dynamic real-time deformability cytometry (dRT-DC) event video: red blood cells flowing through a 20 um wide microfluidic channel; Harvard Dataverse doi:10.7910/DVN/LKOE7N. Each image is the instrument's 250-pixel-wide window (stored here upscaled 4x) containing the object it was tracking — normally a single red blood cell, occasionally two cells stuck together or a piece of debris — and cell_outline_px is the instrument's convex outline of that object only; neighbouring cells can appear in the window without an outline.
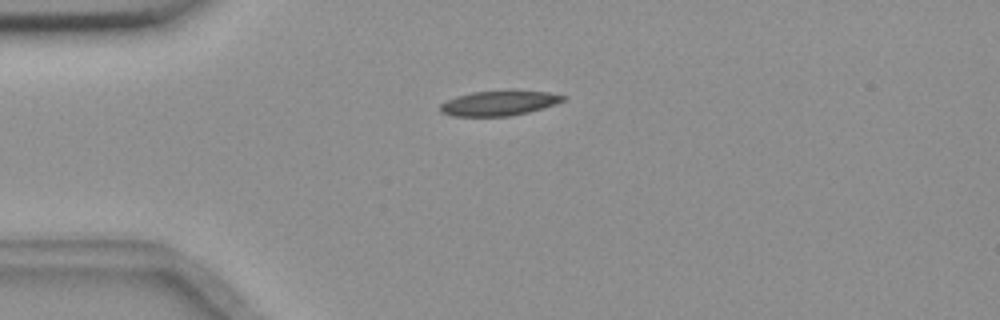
{"species": "common noctule bat (a hibernating species)", "species_latin": "Nyctalus noctula", "temperature_condition": "room temperature", "stored_images_in_passage": 43, "camera_frame_rate_fps": 3000, "um_per_image_px": 0.085, "animal": {"sex": "female", "body_mass_g": 18.4}, "frame": {"image": 1, "passage_image": 1, "time_ms": 0.0, "image_size_px": [1000, 320], "cell_outline_px": [[568, 96], [564, 100], [556, 104], [528, 112], [512, 116], [452, 116], [440, 112], [440, 104], [456, 96], [472, 92], [516, 88], [548, 92]], "centroid_in_image_um": [42.46, 8.73], "position_along_channel_um": 42.5, "area_um2": 18.5}}
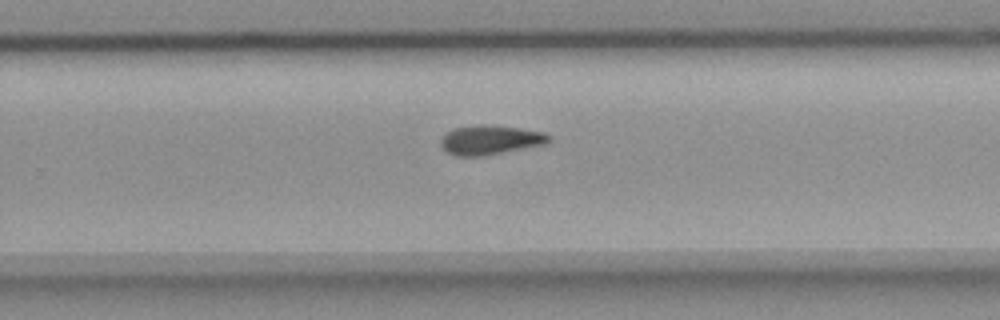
{"frame": {"image": 2, "passage_image": 23, "time_ms": 7.333, "image_size_px": [1000, 320], "cell_outline_px": [[552, 140], [548, 144], [488, 156], [452, 156], [440, 144], [440, 140], [452, 128], [480, 124], [520, 128], [544, 132], [552, 136]], "centroid_in_image_um": [41.73, 11.91], "position_along_channel_um": 288.1, "area_um2": 18.9}}
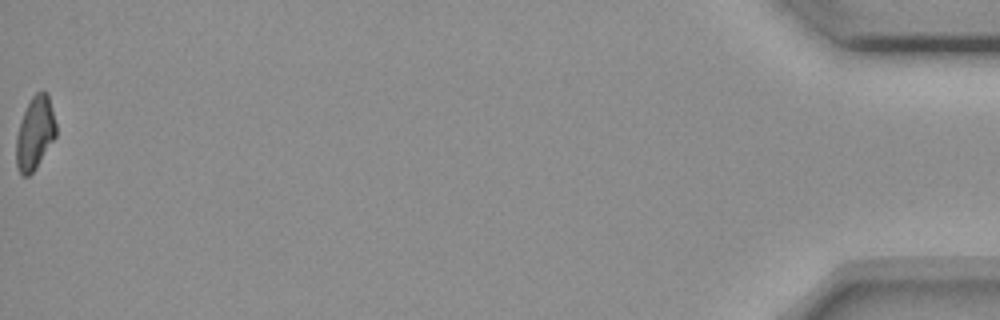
{"frame": {"image": 3, "passage_image": 43, "time_ms": 14.0, "image_size_px": [1000, 320], "cell_outline_px": [[56, 136], [36, 168], [28, 176], [20, 176], [16, 164], [16, 136], [20, 120], [32, 96], [36, 92], [48, 92], [56, 124]], "centroid_in_image_um": [2.96, 11.33], "position_along_channel_um": 432.2, "area_um2": 16.99}}